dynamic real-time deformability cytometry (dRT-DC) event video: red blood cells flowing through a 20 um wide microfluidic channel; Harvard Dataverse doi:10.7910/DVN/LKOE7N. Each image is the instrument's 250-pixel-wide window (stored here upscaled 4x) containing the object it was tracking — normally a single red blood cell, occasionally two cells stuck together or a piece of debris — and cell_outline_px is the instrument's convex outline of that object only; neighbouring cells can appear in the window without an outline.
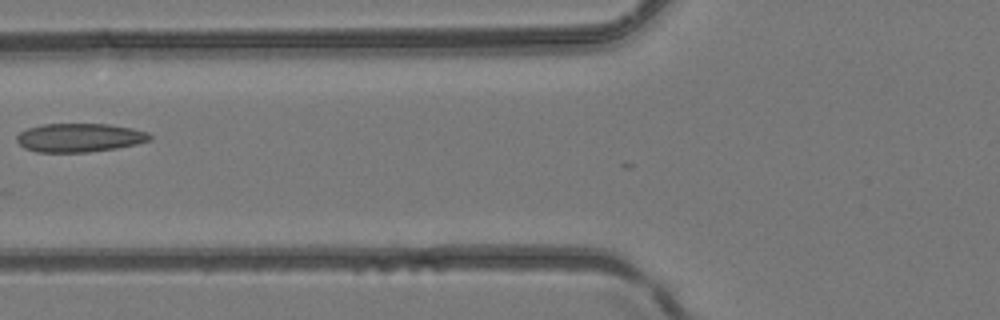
{"species": "common noctule bat (a hibernating species)", "species_latin": "Nyctalus noctula", "temperature_condition": "room temperature", "stored_images_in_passage": 2, "camera_frame_rate_fps": 3000, "um_per_image_px": 0.085, "animal": {"sex": "female", "body_mass_g": 24.6, "forearm_length_mm": 56.2}, "frame": {"image": 1, "passage_image": 2, "time_ms": 0.333, "image_size_px": [1000, 320], "cell_outline_px": [[152, 140], [136, 144], [116, 148], [88, 152], [36, 152], [24, 148], [16, 140], [16, 136], [20, 132], [28, 128], [44, 124], [108, 124], [132, 128], [148, 132], [152, 136]], "centroid_in_image_um": [6.77, 11.7], "position_along_channel_um": 119.0, "area_um2": 22.25}}